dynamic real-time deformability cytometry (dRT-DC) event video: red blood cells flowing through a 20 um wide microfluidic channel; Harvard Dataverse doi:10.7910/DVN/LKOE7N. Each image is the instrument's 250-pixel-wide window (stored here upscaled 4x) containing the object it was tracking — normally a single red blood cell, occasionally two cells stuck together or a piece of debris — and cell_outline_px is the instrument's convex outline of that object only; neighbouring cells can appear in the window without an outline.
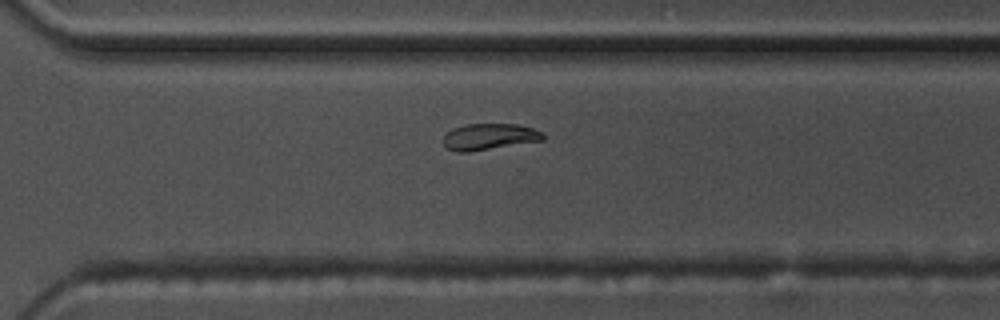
{"species": "common noctule bat (a hibernating species)", "species_latin": "Nyctalus noctula", "temperature_condition": "warm", "stored_images_in_passage": 43, "segment_of_instrument_passage": [1, 2], "camera_frame_rate_fps": 3000, "um_per_image_px": 0.085, "animal": {"sex": "male", "body_mass_g": 17.5, "forearm_length_mm": 52.3}, "frame": {"image": 1, "passage_image": 33, "time_ms": 10.667, "image_size_px": [1000, 320], "cell_outline_px": [[544, 140], [468, 152], [456, 152], [448, 148], [440, 140], [444, 132], [452, 128], [468, 124], [516, 124], [532, 128], [544, 132]], "centroid_in_image_um": [41.53, 11.62], "position_along_channel_um": 329.1, "area_um2": 15.49}}
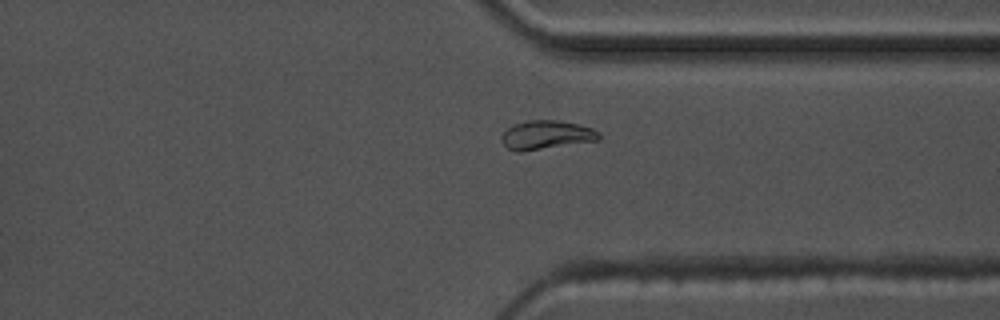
{"frame": {"image": 2, "passage_image": 36, "time_ms": 11.667, "image_size_px": [1000, 320], "cell_outline_px": [[600, 140], [520, 152], [516, 152], [508, 148], [500, 140], [504, 132], [512, 124], [528, 120], [560, 120], [580, 124], [592, 128], [600, 132]], "centroid_in_image_um": [46.45, 11.46], "position_along_channel_um": 364.9, "area_um2": 16.53}}
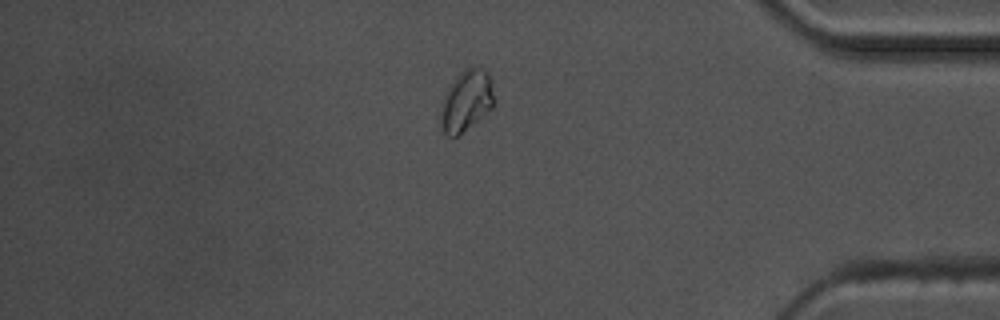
{"frame": {"image": 3, "passage_image": 41, "time_ms": 13.333, "image_size_px": [1000, 320], "cell_outline_px": [[492, 108], [456, 136], [448, 136], [444, 132], [440, 124], [440, 112], [444, 96], [460, 72], [464, 68], [480, 68], [488, 72], [492, 80]], "centroid_in_image_um": [39.62, 8.56], "position_along_channel_um": 395.6, "area_um2": 18.32}}